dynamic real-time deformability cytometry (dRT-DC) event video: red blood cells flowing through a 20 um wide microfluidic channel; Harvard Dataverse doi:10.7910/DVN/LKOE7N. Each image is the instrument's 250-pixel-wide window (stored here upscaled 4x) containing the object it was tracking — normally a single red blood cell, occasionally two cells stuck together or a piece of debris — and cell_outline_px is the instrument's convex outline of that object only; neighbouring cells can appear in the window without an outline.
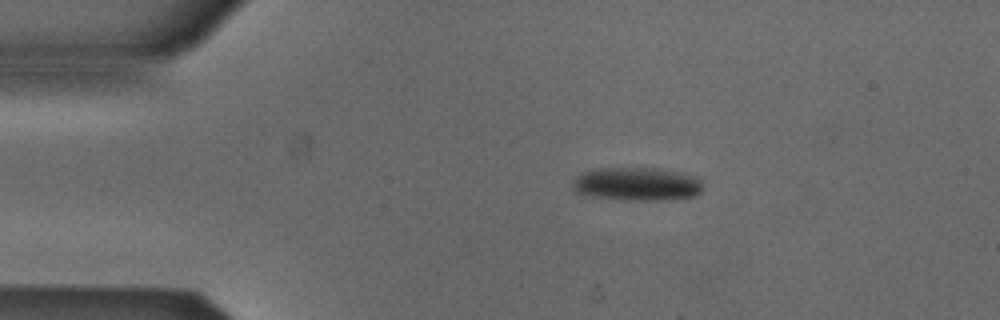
{"species": "Egyptian fruit bat (a non-hibernating species)", "species_latin": "Rousettus aegyptiacus", "temperature_condition": "cold", "stored_images_in_passage": 4, "camera_frame_rate_fps": 3000, "um_per_image_px": 0.085, "animal": {"sex": "male"}, "frame": {"image": 1, "passage_image": 2, "time_ms": 0.333, "image_size_px": [1000, 320], "cell_outline_px": [[704, 188], [696, 196], [660, 200], [636, 200], [592, 196], [576, 192], [572, 188], [572, 180], [580, 172], [592, 168], [660, 168], [680, 172], [696, 176], [700, 180]], "centroid_in_image_um": [54.13, 15.62], "position_along_channel_um": 30.9, "area_um2": 25.55}}
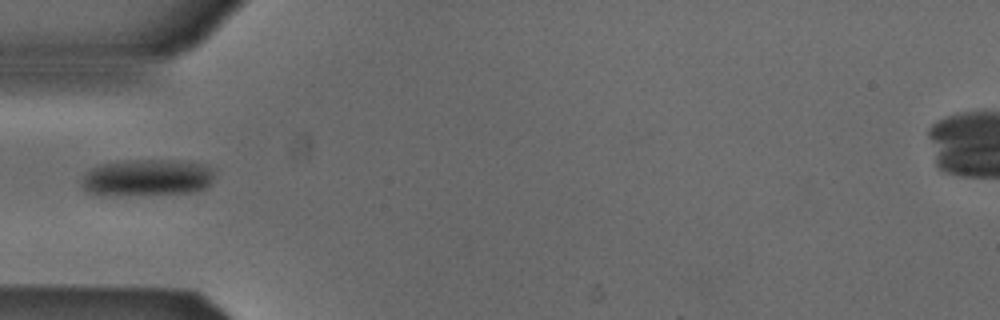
{"frame": {"image": 2, "passage_image": 4, "time_ms": 1.0, "image_size_px": [1000, 320], "cell_outline_px": [[216, 168], [208, 188], [192, 192], [112, 196], [100, 196], [88, 192], [80, 184], [84, 176], [92, 168], [100, 164], [136, 160], [192, 160]], "centroid_in_image_um": [12.55, 15.1], "position_along_channel_um": 72.4, "area_um2": 29.02}}